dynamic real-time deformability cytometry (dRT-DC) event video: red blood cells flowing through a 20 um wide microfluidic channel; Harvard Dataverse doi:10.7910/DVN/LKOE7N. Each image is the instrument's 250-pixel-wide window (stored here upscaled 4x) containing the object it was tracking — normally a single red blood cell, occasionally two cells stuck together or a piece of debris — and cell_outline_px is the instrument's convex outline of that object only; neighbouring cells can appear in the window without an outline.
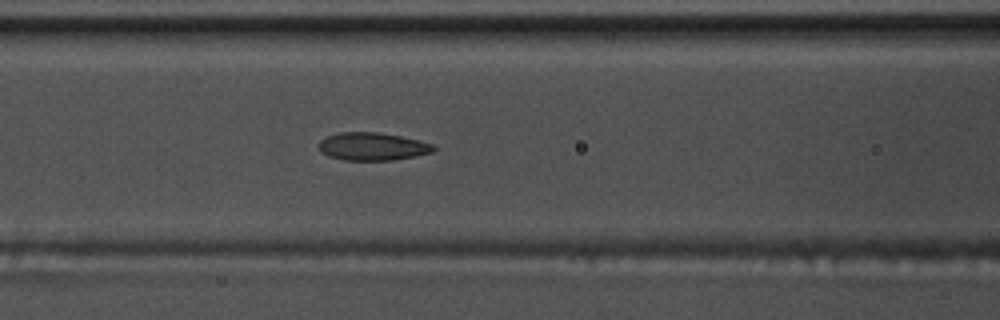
{"species": "common noctule bat (a hibernating species)", "species_latin": "Nyctalus noctula", "temperature_condition": "warm", "stored_images_in_passage": 56, "camera_frame_rate_fps": 3000, "um_per_image_px": 0.085, "animal": {"sex": "male", "body_mass_g": 17.5, "forearm_length_mm": 52.3}, "frame": {"image": 1, "passage_image": 24, "time_ms": 7.667, "image_size_px": [1000, 320], "cell_outline_px": [[436, 148], [432, 152], [416, 156], [392, 160], [344, 160], [328, 156], [320, 152], [316, 144], [320, 140], [328, 136], [340, 132], [376, 132], [400, 136], [420, 140], [432, 144]], "centroid_in_image_um": [31.62, 12.45], "position_along_channel_um": 135.0, "area_um2": 18.73}}
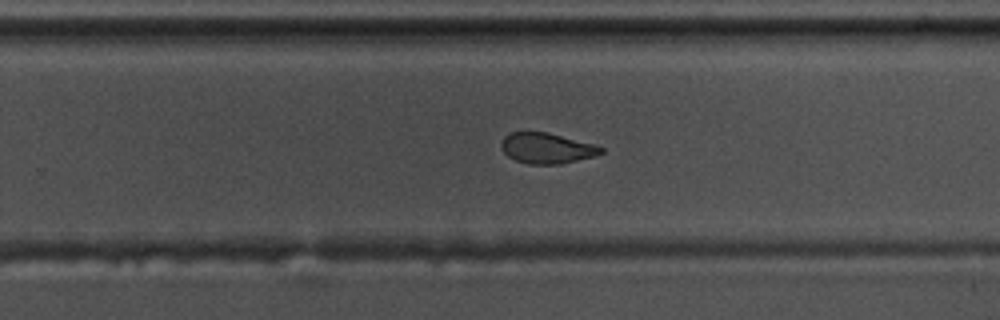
{"frame": {"image": 2, "passage_image": 36, "time_ms": 11.667, "image_size_px": [1000, 320], "cell_outline_px": [[604, 152], [592, 156], [560, 164], [528, 164], [516, 160], [508, 156], [500, 148], [500, 140], [504, 136], [512, 132], [548, 132], [596, 144], [604, 148]], "centroid_in_image_um": [46.46, 12.58], "position_along_channel_um": 283.3, "area_um2": 17.86}}
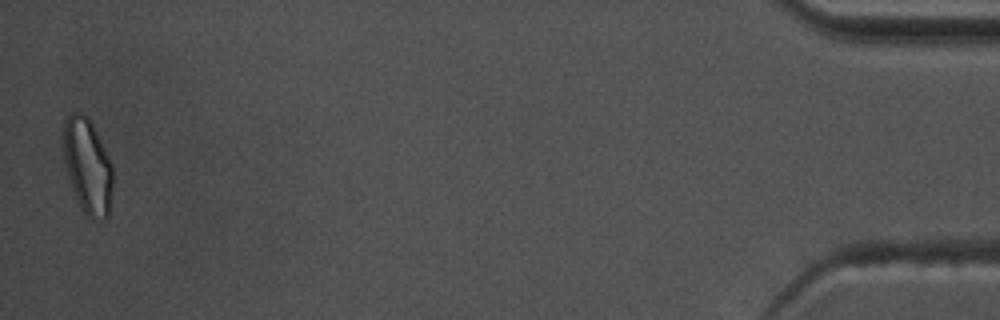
{"frame": {"image": 3, "passage_image": 55, "time_ms": 18.0, "image_size_px": [1000, 320], "cell_outline_px": [[112, 188], [108, 216], [104, 220], [92, 220], [80, 208], [72, 188], [68, 176], [64, 160], [64, 120], [72, 112], [80, 112], [92, 124], [112, 164]], "centroid_in_image_um": [7.45, 14.17], "position_along_channel_um": 427.8, "area_um2": 27.11}}